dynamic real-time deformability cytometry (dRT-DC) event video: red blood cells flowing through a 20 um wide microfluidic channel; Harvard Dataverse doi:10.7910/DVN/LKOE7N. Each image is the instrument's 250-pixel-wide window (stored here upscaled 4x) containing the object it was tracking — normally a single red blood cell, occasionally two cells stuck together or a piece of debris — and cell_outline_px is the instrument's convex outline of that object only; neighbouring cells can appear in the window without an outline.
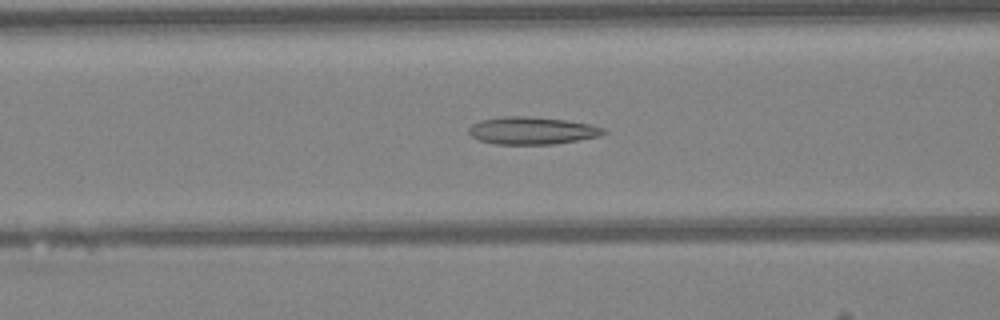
{"species": "Egyptian fruit bat (a non-hibernating species)", "species_latin": "Rousettus aegyptiacus", "temperature_condition": "warm", "stored_images_in_passage": 45, "camera_frame_rate_fps": 3000, "um_per_image_px": 0.085, "animal": {"sex": "female"}, "frame": {"image": 1, "passage_image": 17, "time_ms": 5.333, "image_size_px": [1000, 320], "cell_outline_px": [[608, 132], [600, 136], [552, 144], [496, 144], [480, 140], [472, 136], [468, 132], [468, 128], [472, 124], [480, 120], [500, 116], [528, 116], [564, 120], [588, 124], [604, 128]], "centroid_in_image_um": [45.19, 11.09], "position_along_channel_um": 121.4, "area_um2": 21.44}}
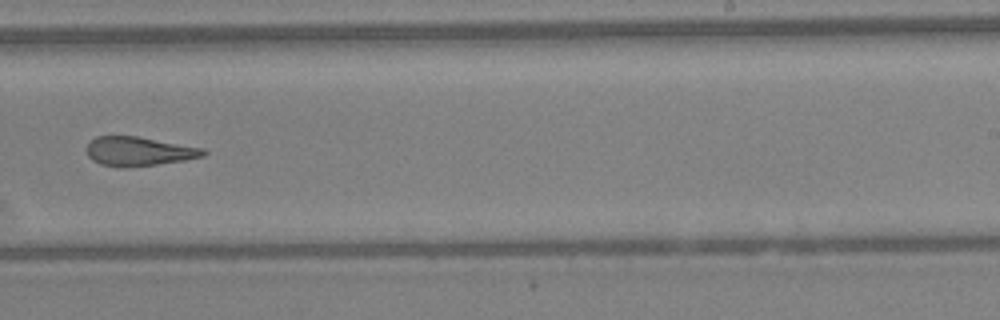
{"frame": {"image": 2, "passage_image": 28, "time_ms": 9.0, "image_size_px": [1000, 320], "cell_outline_px": [[208, 152], [204, 156], [184, 160], [156, 164], [124, 168], [120, 168], [100, 164], [92, 160], [88, 156], [88, 144], [96, 136], [136, 136], [204, 148]], "centroid_in_image_um": [11.8, 12.87], "position_along_channel_um": 277.2, "area_um2": 19.71}}
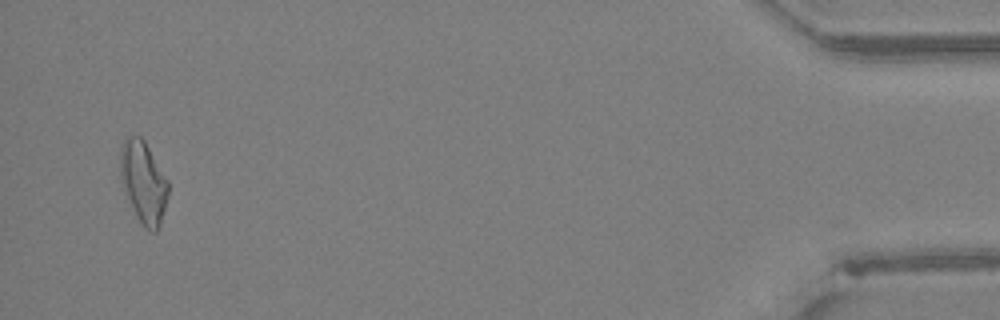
{"frame": {"image": 3, "passage_image": 44, "time_ms": 14.333, "image_size_px": [1000, 320], "cell_outline_px": [[168, 196], [160, 224], [156, 232], [148, 232], [144, 228], [128, 196], [120, 176], [120, 148], [124, 140], [128, 136], [140, 136], [144, 140], [168, 180]], "centroid_in_image_um": [12.21, 15.46], "position_along_channel_um": 423.0, "area_um2": 22.37}, "authors_computed_cell_mechanics": {"area_um2": 20.9236, "velocity_mm_per_s": 4.2687, "shape_relaxation_time_tau1_ms": null, "shape_relaxation_time_tau2_ms": 3.3182, "deformation_change_tau1": null, "deformation_change_tau2": 0.144}}